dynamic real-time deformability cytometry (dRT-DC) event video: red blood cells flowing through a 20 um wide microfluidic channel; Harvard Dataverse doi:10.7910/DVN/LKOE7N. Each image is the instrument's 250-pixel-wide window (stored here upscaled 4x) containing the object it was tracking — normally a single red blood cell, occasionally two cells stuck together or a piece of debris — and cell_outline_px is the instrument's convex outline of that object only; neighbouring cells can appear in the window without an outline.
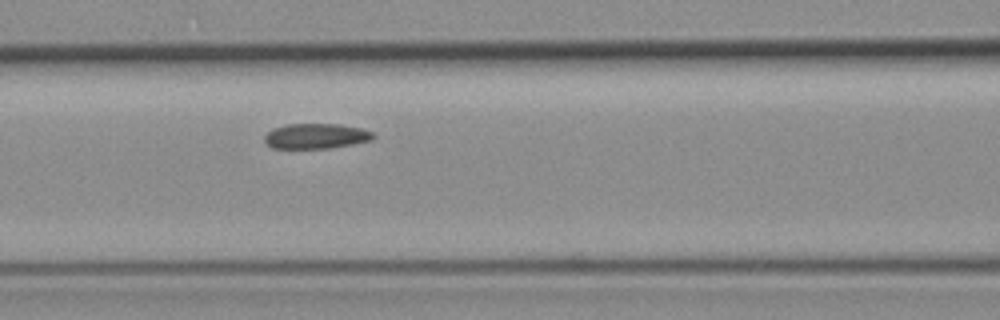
{"species": "common noctule bat (a hibernating species)", "species_latin": "Nyctalus noctula", "temperature_condition": "room temperature", "stored_images_in_passage": 3, "camera_frame_rate_fps": 3000, "um_per_image_px": 0.085, "animal": {"sex": "female", "body_mass_g": 19.3, "forearm_length_mm": 54.1}, "frame": {"image": 1, "passage_image": 3, "time_ms": 4.333, "image_size_px": [1000, 320], "cell_outline_px": [[376, 136], [372, 140], [352, 144], [328, 148], [272, 148], [264, 140], [264, 136], [272, 128], [284, 124], [336, 124], [360, 128], [372, 132]], "centroid_in_image_um": [26.84, 11.56], "position_along_channel_um": 139.8, "area_um2": 15.9}}